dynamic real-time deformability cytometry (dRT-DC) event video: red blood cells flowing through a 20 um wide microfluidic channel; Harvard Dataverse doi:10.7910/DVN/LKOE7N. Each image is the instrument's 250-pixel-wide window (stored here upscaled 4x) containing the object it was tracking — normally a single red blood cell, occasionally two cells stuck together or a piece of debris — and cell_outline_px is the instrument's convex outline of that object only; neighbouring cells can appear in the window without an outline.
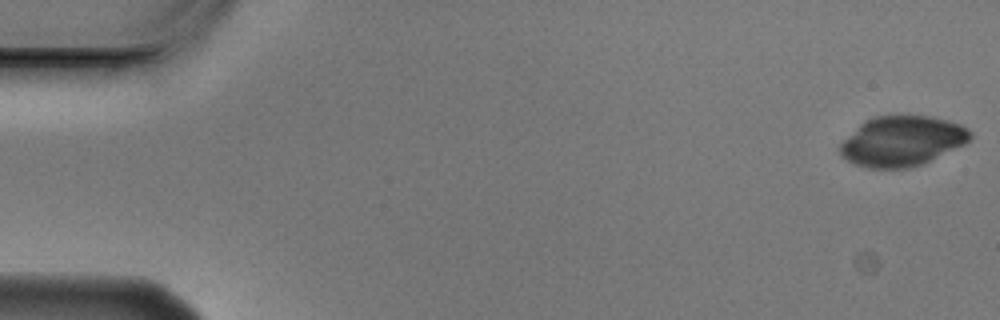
{"species": "Egyptian fruit bat (a non-hibernating species)", "species_latin": "Rousettus aegyptiacus", "temperature_condition": "cold", "stored_images_in_passage": 5, "camera_frame_rate_fps": 3000, "um_per_image_px": 0.085, "animal": {"sex": "male"}, "frame": {"image": 1, "passage_image": 1, "time_ms": 0.0, "image_size_px": [1000, 320], "cell_outline_px": [[972, 136], [964, 144], [920, 164], [908, 168], [868, 168], [856, 164], [848, 160], [840, 152], [840, 144], [860, 124], [872, 116], [932, 116], [948, 120], [960, 124], [968, 128], [972, 132]], "centroid_in_image_um": [76.68, 11.98], "position_along_channel_um": 8.3, "area_um2": 37.45}}